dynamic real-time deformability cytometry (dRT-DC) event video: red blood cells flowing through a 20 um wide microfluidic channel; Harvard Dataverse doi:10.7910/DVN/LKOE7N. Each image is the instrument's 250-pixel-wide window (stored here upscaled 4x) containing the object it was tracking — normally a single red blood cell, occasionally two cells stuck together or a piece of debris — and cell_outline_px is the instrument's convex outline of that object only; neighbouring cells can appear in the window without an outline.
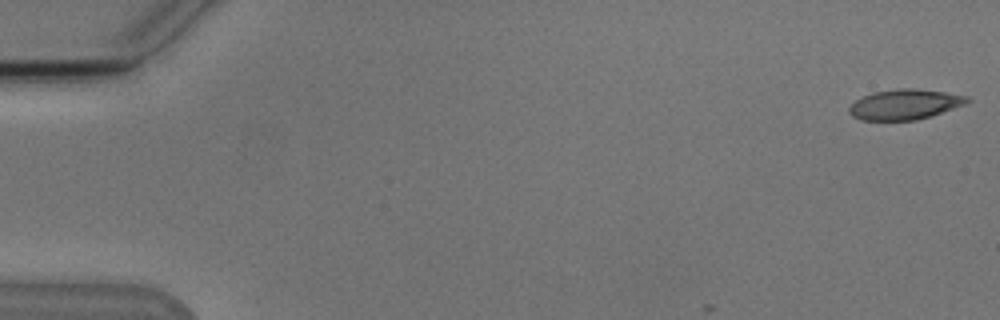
{"species": "Egyptian fruit bat (a non-hibernating species)", "species_latin": "Rousettus aegyptiacus", "temperature_condition": "cold", "stored_images_in_passage": 4, "camera_frame_rate_fps": 3000, "um_per_image_px": 0.085, "animal": {"sex": "male"}, "frame": {"image": 1, "passage_image": 1, "time_ms": 0.0, "image_size_px": [1000, 320], "cell_outline_px": [[972, 100], [964, 104], [916, 120], [864, 120], [852, 116], [848, 112], [848, 108], [856, 100], [872, 92], [896, 88], [912, 88], [944, 92], [968, 96]], "centroid_in_image_um": [76.87, 8.86], "position_along_channel_um": 8.1, "area_um2": 20.52}}